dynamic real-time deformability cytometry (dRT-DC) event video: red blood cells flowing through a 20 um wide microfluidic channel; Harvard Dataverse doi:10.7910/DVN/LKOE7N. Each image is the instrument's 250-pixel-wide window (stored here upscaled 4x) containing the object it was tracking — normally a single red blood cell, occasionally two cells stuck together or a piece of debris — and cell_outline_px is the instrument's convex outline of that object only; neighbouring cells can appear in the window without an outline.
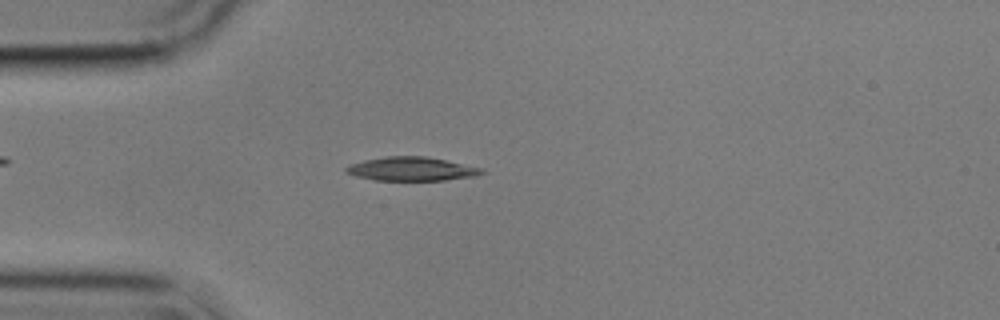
{"species": "common noctule bat (a hibernating species)", "species_latin": "Nyctalus noctula", "temperature_condition": "cold", "stored_images_in_passage": 54, "camera_frame_rate_fps": 3000, "um_per_image_px": 0.085, "animal": {"sex": "male", "body_mass_g": 17.9}, "frame": {"image": 1, "passage_image": 14, "time_ms": 4.333, "image_size_px": [1000, 320], "cell_outline_px": [[484, 172], [476, 176], [444, 180], [376, 180], [356, 176], [344, 172], [344, 168], [348, 164], [364, 160], [384, 156], [424, 156], [484, 168]], "centroid_in_image_um": [34.94, 14.35], "position_along_channel_um": 50.1, "area_um2": 18.79}}
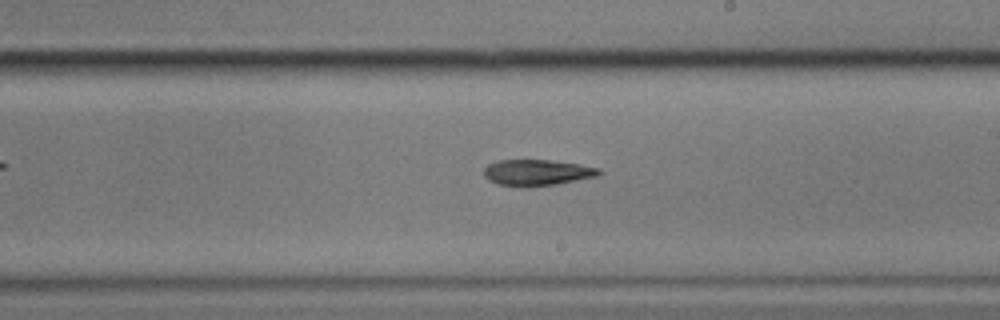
{"frame": {"image": 2, "passage_image": 31, "time_ms": 10.0, "image_size_px": [1000, 320], "cell_outline_px": [[604, 172], [596, 176], [556, 184], [528, 188], [520, 188], [496, 184], [488, 180], [484, 176], [484, 168], [488, 164], [496, 160], [548, 160], [580, 164], [600, 168]], "centroid_in_image_um": [45.61, 14.68], "position_along_channel_um": 243.4, "area_um2": 17.86}}
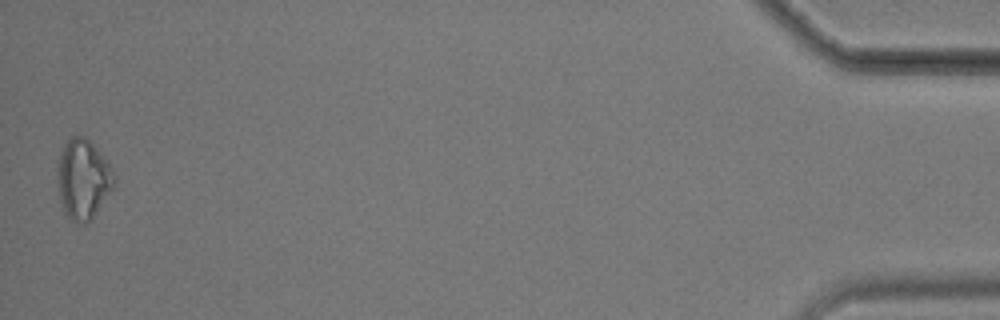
{"frame": {"image": 3, "passage_image": 54, "time_ms": 17.667, "image_size_px": [1000, 320], "cell_outline_px": [[116, 184], [92, 216], [84, 224], [76, 224], [64, 216], [60, 208], [56, 180], [56, 168], [64, 144], [72, 136], [84, 136], [108, 160], [116, 176]], "centroid_in_image_um": [7.03, 15.26], "position_along_channel_um": 428.2, "area_um2": 26.88}}